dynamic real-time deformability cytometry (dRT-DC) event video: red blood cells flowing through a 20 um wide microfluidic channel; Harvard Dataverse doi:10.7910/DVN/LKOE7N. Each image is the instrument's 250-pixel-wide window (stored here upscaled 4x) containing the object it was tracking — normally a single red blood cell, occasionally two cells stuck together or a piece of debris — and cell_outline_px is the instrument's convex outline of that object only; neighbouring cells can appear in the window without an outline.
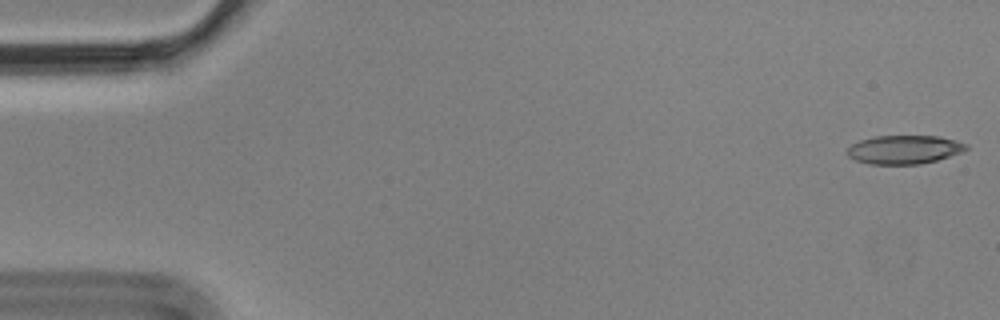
{"species": "Egyptian fruit bat (a non-hibernating species)", "species_latin": "Rousettus aegyptiacus", "temperature_condition": "cold", "stored_images_in_passage": 5, "camera_frame_rate_fps": 3000, "um_per_image_px": 0.085, "animal": {"sex": "male"}, "frame": {"image": 1, "passage_image": 1, "time_ms": 0.0, "image_size_px": [1000, 320], "cell_outline_px": [[968, 148], [964, 152], [936, 160], [920, 164], [868, 164], [856, 160], [848, 156], [848, 148], [852, 144], [860, 140], [876, 136], [940, 136], [956, 140], [968, 144]], "centroid_in_image_um": [76.9, 12.71], "position_along_channel_um": 8.1, "area_um2": 19.88}}